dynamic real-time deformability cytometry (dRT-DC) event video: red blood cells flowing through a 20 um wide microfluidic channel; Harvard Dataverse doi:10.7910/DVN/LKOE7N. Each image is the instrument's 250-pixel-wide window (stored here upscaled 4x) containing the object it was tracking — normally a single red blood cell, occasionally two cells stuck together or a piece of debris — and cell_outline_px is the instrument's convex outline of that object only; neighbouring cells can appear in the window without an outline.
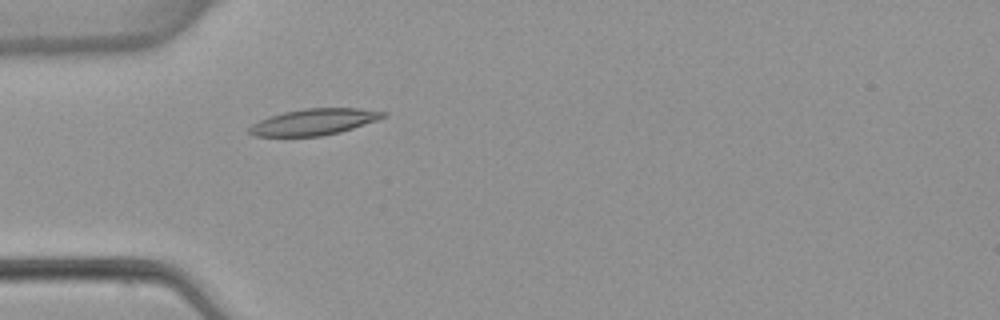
{"species": "common noctule bat (a hibernating species)", "species_latin": "Nyctalus noctula", "temperature_condition": "warm", "stored_images_in_passage": 1, "camera_frame_rate_fps": 3000, "um_per_image_px": 0.085, "animal": {"sex": "female", "body_mass_g": 22.7, "forearm_length_mm": 54.2}, "frame": {"image": 1, "passage_image": 1, "time_ms": 0.0, "image_size_px": [1000, 320], "cell_outline_px": [[388, 116], [340, 132], [320, 136], [256, 136], [248, 132], [248, 128], [252, 124], [268, 116], [284, 112], [304, 108], [360, 108], [388, 112]], "centroid_in_image_um": [26.7, 10.35], "position_along_channel_um": 58.3, "area_um2": 20.46}}